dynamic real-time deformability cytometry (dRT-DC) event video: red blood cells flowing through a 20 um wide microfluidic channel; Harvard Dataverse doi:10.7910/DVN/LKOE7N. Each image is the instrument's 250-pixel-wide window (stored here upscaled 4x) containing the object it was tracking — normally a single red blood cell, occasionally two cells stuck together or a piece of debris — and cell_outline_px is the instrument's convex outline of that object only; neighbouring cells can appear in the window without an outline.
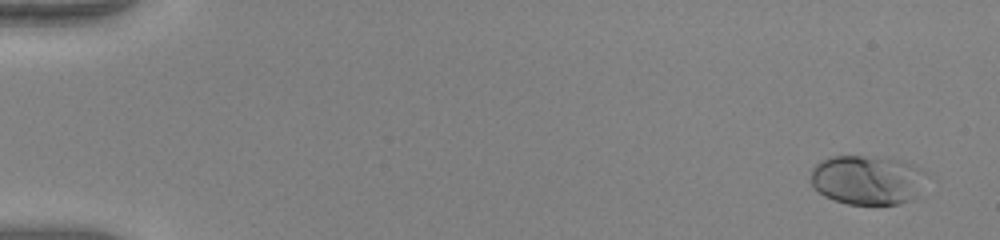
{"species": "human", "species_latin": "Homo sapiens", "temperature_condition": "warm", "stored_images_in_passage": 52, "camera_frame_rate_fps": 3000, "um_per_image_px": 0.085, "donor": {"sex": "female"}, "frame": {"image": 1, "passage_image": 3, "time_ms": 0.667, "image_size_px": [1000, 240], "cell_outline_px": [[928, 176], [908, 200], [900, 204], [848, 204], [824, 196], [812, 188], [812, 168], [816, 164], [832, 156], [864, 156], [904, 160], [920, 168]], "centroid_in_image_um": [73.68, 15.28], "position_along_channel_um": 11.3, "area_um2": 32.89}}
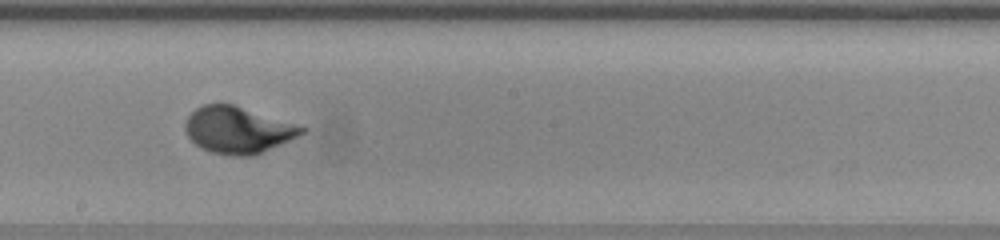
{"frame": {"image": 2, "passage_image": 31, "time_ms": 10.0, "image_size_px": [1000, 240], "cell_outline_px": [[308, 128], [304, 132], [288, 140], [252, 156], [232, 156], [212, 152], [200, 148], [188, 136], [184, 128], [184, 124], [188, 116], [196, 108], [204, 104], [232, 104]], "centroid_in_image_um": [20.17, 11.05], "position_along_channel_um": 228.0, "area_um2": 31.1}}
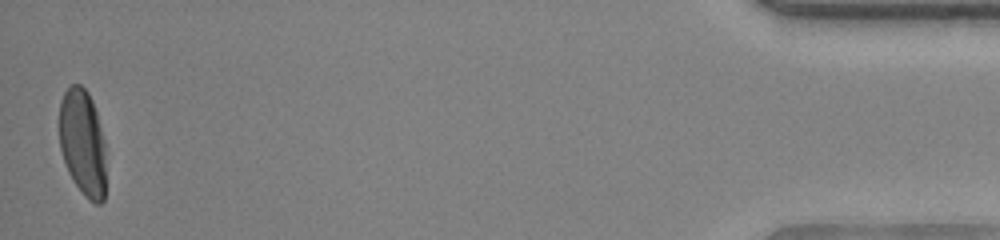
{"frame": {"image": 3, "passage_image": 52, "time_ms": 17.0, "image_size_px": [1000, 240], "cell_outline_px": [[104, 200], [100, 204], [96, 204], [88, 200], [84, 196], [72, 180], [68, 172], [60, 148], [60, 100], [64, 92], [72, 84], [80, 84], [88, 92], [92, 100], [96, 112], [104, 140]], "centroid_in_image_um": [7.01, 12.13], "position_along_channel_um": 428.2, "area_um2": 28.84}, "authors_computed_cell_mechanics": {"area_um2": 30.345, "velocity_mm_per_s": 4.0362, "shape_relaxation_time_tau1_ms": 2.6398, "shape_relaxation_time_tau2_ms": null, "deformation_change_tau1": 0.1958, "deformation_change_tau2": null}}